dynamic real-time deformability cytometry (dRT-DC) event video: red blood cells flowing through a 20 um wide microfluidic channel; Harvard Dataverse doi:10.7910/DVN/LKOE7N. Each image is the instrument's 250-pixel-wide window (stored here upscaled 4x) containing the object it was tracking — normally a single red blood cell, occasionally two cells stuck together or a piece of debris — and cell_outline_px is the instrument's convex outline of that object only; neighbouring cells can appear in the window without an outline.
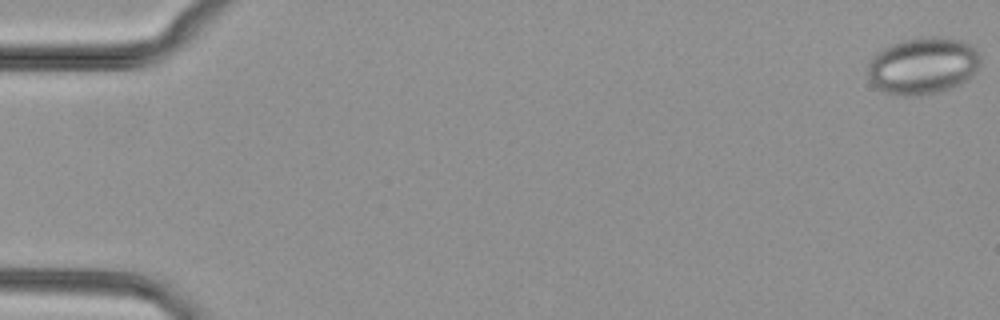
{"species": "common noctule bat (a hibernating species)", "species_latin": "Nyctalus noctula", "temperature_condition": "cold", "stored_images_in_passage": 39, "camera_frame_rate_fps": 3000, "um_per_image_px": 0.085, "animal": {"sex": "female", "body_mass_g": 29.2, "forearm_length_mm": 56.3}, "frame": {"image": 1, "passage_image": 1, "time_ms": 0.0, "image_size_px": [1000, 320], "cell_outline_px": [[980, 68], [968, 80], [960, 84], [940, 92], [924, 96], [904, 96], [884, 92], [876, 88], [872, 84], [868, 76], [868, 64], [872, 56], [876, 52], [900, 40], [924, 36], [944, 36], [960, 40], [976, 48], [980, 52]], "centroid_in_image_um": [78.46, 5.59], "position_along_channel_um": 6.5, "area_um2": 38.21}}
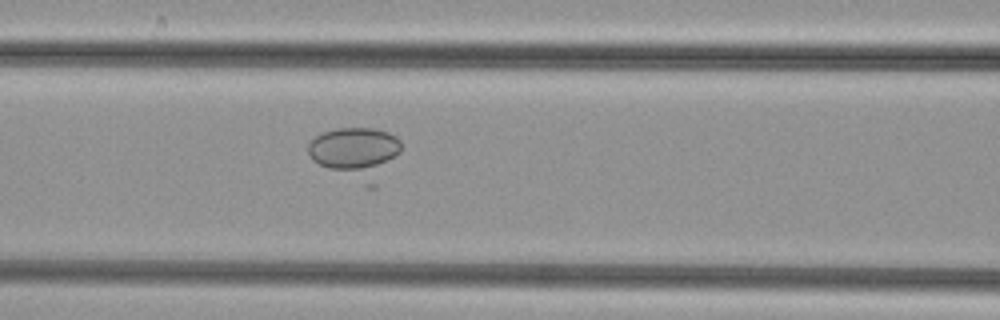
{"frame": {"image": 2, "passage_image": 23, "time_ms": 7.333, "image_size_px": [1000, 320], "cell_outline_px": [[400, 152], [376, 188], [364, 188], [312, 160], [308, 152], [308, 144], [316, 136], [324, 132], [336, 128], [372, 128], [388, 132], [396, 136], [400, 140]], "centroid_in_image_um": [30.28, 13.06], "position_along_channel_um": 136.3, "area_um2": 28.5}}
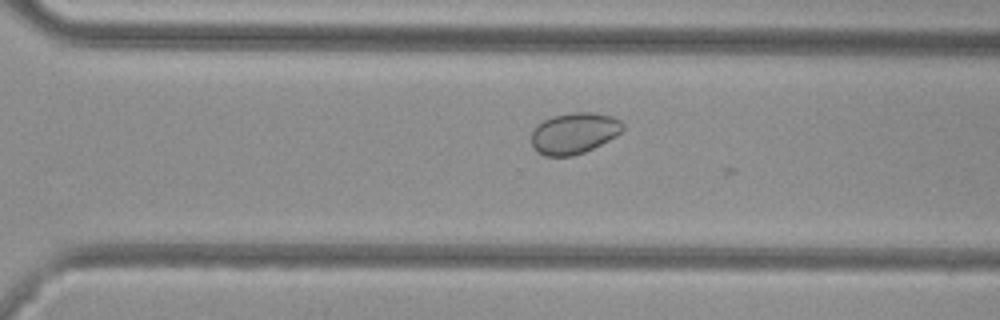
{"frame": {"image": 3, "passage_image": 37, "time_ms": 12.0, "image_size_px": [1000, 320], "cell_outline_px": [[624, 128], [616, 136], [584, 152], [572, 156], [544, 156], [536, 152], [532, 148], [532, 132], [536, 124], [552, 116], [576, 112], [592, 112], [612, 116], [620, 120], [624, 124]], "centroid_in_image_um": [48.77, 11.32], "position_along_channel_um": 321.8, "area_um2": 21.96}}